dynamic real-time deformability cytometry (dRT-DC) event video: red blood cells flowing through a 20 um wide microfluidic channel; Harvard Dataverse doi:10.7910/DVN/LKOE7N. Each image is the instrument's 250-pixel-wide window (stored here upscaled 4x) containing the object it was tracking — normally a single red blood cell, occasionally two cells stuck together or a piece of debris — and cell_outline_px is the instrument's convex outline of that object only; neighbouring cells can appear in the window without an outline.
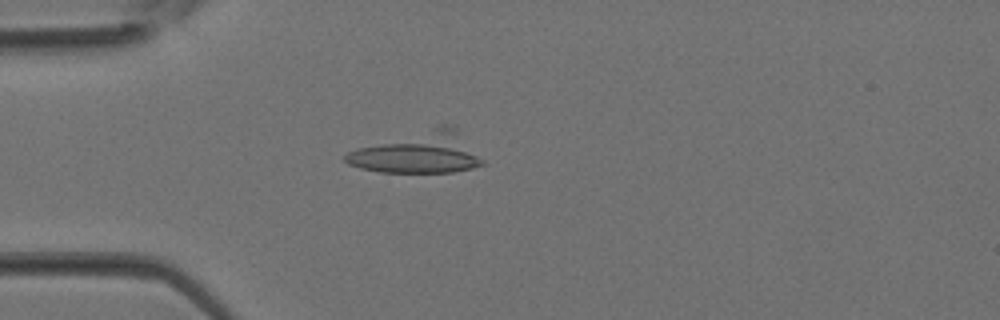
{"species": "Egyptian fruit bat (a non-hibernating species)", "species_latin": "Rousettus aegyptiacus", "temperature_condition": "room temperature", "stored_images_in_passage": 34, "camera_frame_rate_fps": 3000, "um_per_image_px": 0.085, "animal": {"sex": "female"}, "frame": {"image": 1, "passage_image": 9, "time_ms": 2.667, "image_size_px": [1000, 320], "cell_outline_px": [[484, 164], [472, 168], [452, 172], [380, 172], [360, 168], [348, 164], [344, 160], [344, 156], [348, 152], [356, 148], [440, 124], [452, 124], [456, 128], [484, 160]], "centroid_in_image_um": [35.56, 12.97], "position_along_channel_um": 49.4, "area_um2": 32.89}}
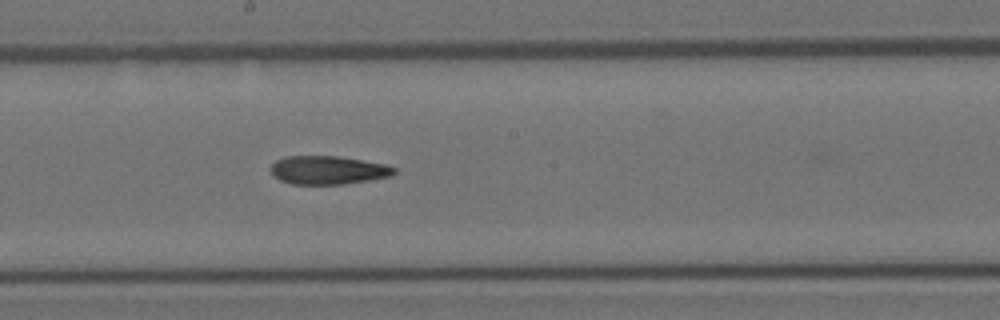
{"frame": {"image": 2, "passage_image": 19, "time_ms": 6.0, "image_size_px": [1000, 320], "cell_outline_px": [[396, 172], [388, 176], [368, 180], [344, 184], [292, 184], [280, 180], [272, 176], [272, 164], [276, 160], [284, 156], [336, 156], [384, 164], [396, 168]], "centroid_in_image_um": [27.83, 14.46], "position_along_channel_um": 220.4, "area_um2": 20.23}}
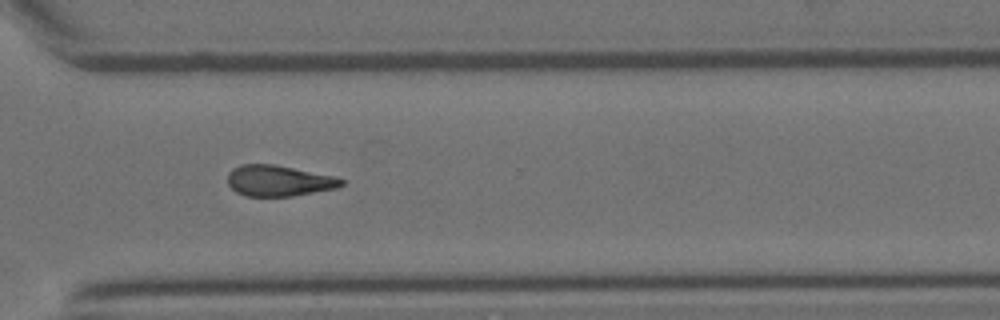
{"frame": {"image": 3, "passage_image": 26, "time_ms": 8.333, "image_size_px": [1000, 320], "cell_outline_px": [[344, 184], [336, 188], [292, 196], [244, 196], [236, 192], [228, 184], [228, 172], [232, 168], [240, 164], [272, 164], [332, 176], [344, 180]], "centroid_in_image_um": [23.64, 15.37], "position_along_channel_um": 347.0, "area_um2": 20.29}}